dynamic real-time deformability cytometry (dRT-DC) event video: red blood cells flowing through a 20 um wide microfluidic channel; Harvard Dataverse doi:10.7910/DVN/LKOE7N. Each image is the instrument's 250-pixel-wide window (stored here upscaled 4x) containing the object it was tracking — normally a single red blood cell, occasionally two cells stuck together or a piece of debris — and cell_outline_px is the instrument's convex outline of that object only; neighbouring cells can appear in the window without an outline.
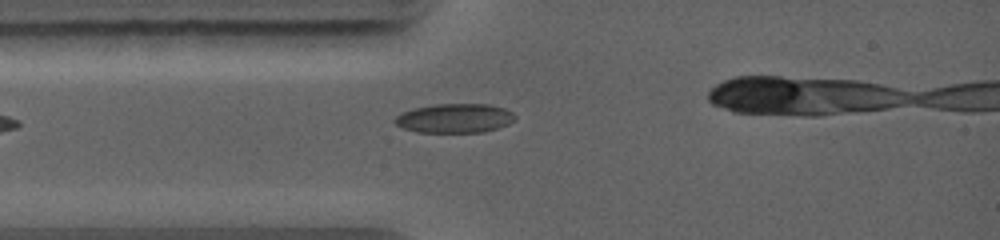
{"species": "common noctule bat (a hibernating species)", "species_latin": "Nyctalus noctula", "temperature_condition": "warm", "stored_images_in_passage": 4, "camera_frame_rate_fps": 5000, "um_per_image_px": 0.085, "animal": {"sex": "female", "body_mass_g": 19.0, "forearm_length_mm": 56.7}, "frame": {"image": 1, "passage_image": 3, "time_ms": 1.8, "image_size_px": [1000, 240], "cell_outline_px": [[516, 116], [508, 124], [484, 132], [416, 132], [404, 128], [396, 124], [392, 120], [396, 116], [404, 112], [416, 108], [436, 104], [488, 104], [504, 108], [512, 112]], "centroid_in_image_um": [38.65, 10.05], "position_along_channel_um": 46.4, "area_um2": 20.23}}